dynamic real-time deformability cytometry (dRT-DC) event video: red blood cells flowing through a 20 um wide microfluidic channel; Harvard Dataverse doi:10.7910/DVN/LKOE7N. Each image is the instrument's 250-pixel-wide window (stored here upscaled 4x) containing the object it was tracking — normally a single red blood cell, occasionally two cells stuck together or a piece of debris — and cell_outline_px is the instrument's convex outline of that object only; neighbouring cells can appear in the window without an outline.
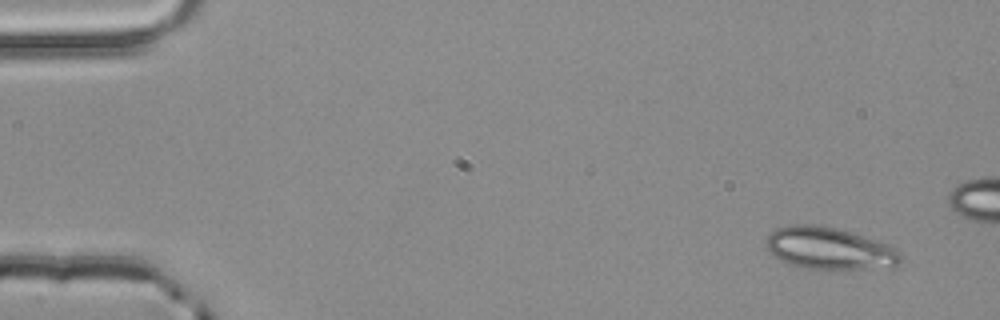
{"species": "common noctule bat (a hibernating species)", "species_latin": "Nyctalus noctula", "temperature_condition": "room temperature", "stored_images_in_passage": 4, "camera_frame_rate_fps": 3000, "um_per_image_px": 0.085, "animal": {"sex": "male", "body_mass_g": 20.4}, "frame": {"image": 1, "passage_image": 1, "time_ms": 0.0, "image_size_px": [1000, 320], "cell_outline_px": [[904, 256], [900, 264], [892, 268], [804, 268], [788, 264], [772, 256], [764, 244], [764, 240], [776, 228], [792, 224], [812, 224], [836, 228], [884, 244], [900, 252]], "centroid_in_image_um": [70.44, 21.12], "position_along_channel_um": 14.6, "area_um2": 32.71}}